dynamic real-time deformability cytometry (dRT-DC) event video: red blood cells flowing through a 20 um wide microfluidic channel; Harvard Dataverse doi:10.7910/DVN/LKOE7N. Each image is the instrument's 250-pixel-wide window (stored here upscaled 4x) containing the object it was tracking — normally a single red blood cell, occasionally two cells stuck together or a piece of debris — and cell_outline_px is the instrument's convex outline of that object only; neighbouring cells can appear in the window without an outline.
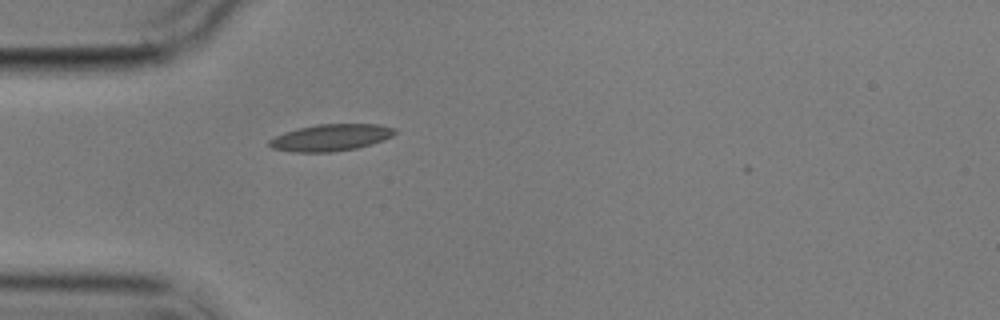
{"species": "common noctule bat (a hibernating species)", "species_latin": "Nyctalus noctula", "temperature_condition": "cold", "stored_images_in_passage": 2, "camera_frame_rate_fps": 3000, "um_per_image_px": 0.085, "animal": {"sex": "male", "body_mass_g": 17.9}, "frame": {"image": 1, "passage_image": 2, "time_ms": 1.0, "image_size_px": [1000, 320], "cell_outline_px": [[400, 132], [384, 140], [372, 144], [356, 148], [332, 152], [292, 152], [272, 148], [268, 144], [268, 140], [284, 132], [316, 124], [380, 124], [396, 128]], "centroid_in_image_um": [28.16, 11.69], "position_along_channel_um": 56.8, "area_um2": 19.77}}